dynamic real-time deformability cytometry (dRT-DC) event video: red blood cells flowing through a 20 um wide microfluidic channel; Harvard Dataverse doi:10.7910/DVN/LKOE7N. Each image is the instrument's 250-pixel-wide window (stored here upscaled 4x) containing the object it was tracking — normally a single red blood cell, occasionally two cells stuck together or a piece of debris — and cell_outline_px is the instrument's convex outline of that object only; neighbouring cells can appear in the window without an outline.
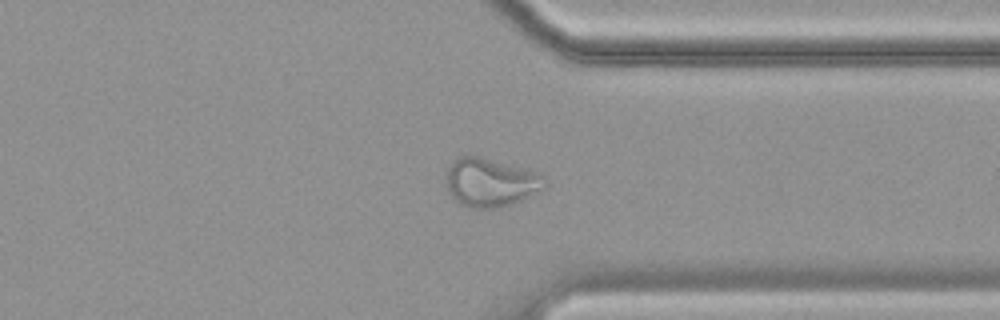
{"species": "common noctule bat (a hibernating species)", "species_latin": "Nyctalus noctula", "temperature_condition": "cold", "stored_images_in_passage": 52, "camera_frame_rate_fps": 3000, "um_per_image_px": 0.085, "animal": {"sex": "female", "body_mass_g": 19.9}, "frame": {"image": 1, "passage_image": 39, "time_ms": 12.667, "image_size_px": [1000, 320], "cell_outline_px": [[548, 184], [544, 188], [512, 204], [500, 208], [472, 208], [460, 204], [452, 200], [448, 192], [444, 180], [448, 168], [452, 160], [456, 156], [480, 156], [536, 172], [544, 176], [548, 180]], "centroid_in_image_um": [41.64, 15.51], "position_along_channel_um": 369.8, "area_um2": 28.26}}
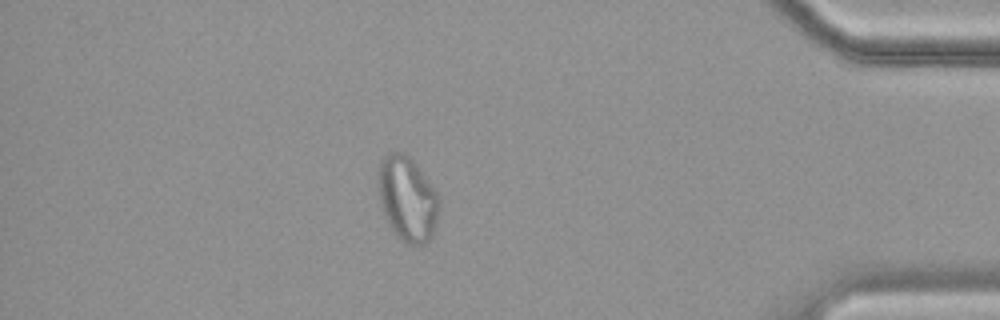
{"frame": {"image": 2, "passage_image": 45, "time_ms": 14.667, "image_size_px": [1000, 320], "cell_outline_px": [[440, 208], [432, 236], [424, 244], [408, 244], [400, 240], [384, 216], [380, 200], [380, 160], [388, 152], [400, 152], [408, 156], [416, 164], [436, 192], [440, 200]], "centroid_in_image_um": [34.65, 16.92], "position_along_channel_um": 400.5, "area_um2": 29.54}, "authors_computed_cell_mechanics": {"area_um2": 26.9348, "velocity_mm_per_s": 3.4588, "shape_relaxation_time_tau1_ms": null, "shape_relaxation_time_tau2_ms": 1.7716, "deformation_change_tau1": null, "deformation_change_tau2": 0.0951}}